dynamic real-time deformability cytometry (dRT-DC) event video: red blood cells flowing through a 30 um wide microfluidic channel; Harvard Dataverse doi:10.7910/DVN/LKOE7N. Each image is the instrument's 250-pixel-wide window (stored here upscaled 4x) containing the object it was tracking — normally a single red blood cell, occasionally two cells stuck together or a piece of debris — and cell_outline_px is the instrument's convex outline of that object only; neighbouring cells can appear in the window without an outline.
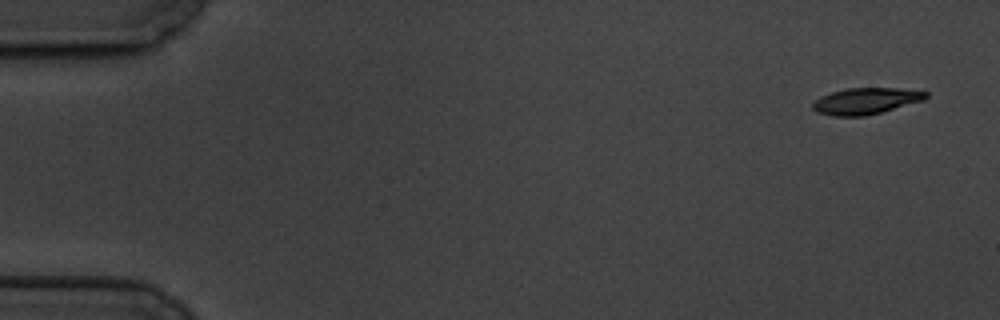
{"species": "common noctule bat (a hibernating species)", "species_latin": "Nyctalus noctula", "temperature_condition": "cold", "stored_images_in_passage": 12, "camera_frame_rate_fps": 3000, "um_per_image_px": 0.085, "animal": {"sex": "male", "body_mass_g": 19.5, "forearm_length_mm": 54.6}, "frame": {"image": 1, "passage_image": 1, "time_ms": 0.0, "image_size_px": [1000, 320], "cell_outline_px": [[928, 96], [924, 100], [880, 112], [864, 116], [832, 116], [816, 112], [812, 108], [812, 104], [820, 96], [832, 92], [848, 88], [896, 88], [928, 92]], "centroid_in_image_um": [73.56, 8.59], "position_along_channel_um": 11.4, "area_um2": 17.22}}
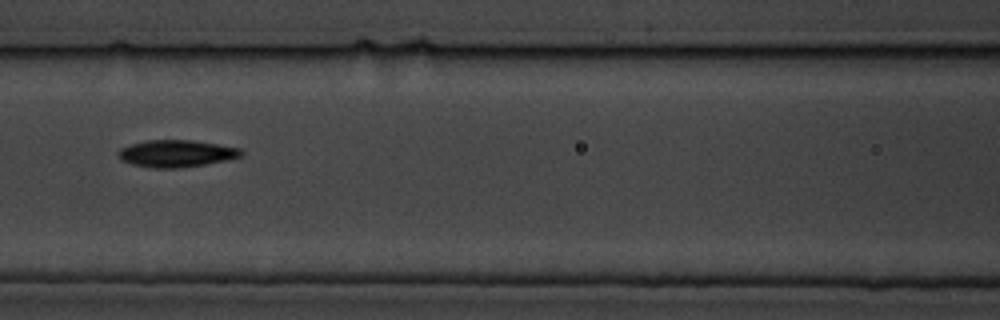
{"frame": {"image": 2, "passage_image": 7, "time_ms": 8.0, "image_size_px": [1000, 320], "cell_outline_px": [[244, 152], [240, 156], [228, 160], [204, 164], [176, 168], [152, 168], [132, 164], [120, 160], [116, 156], [116, 152], [120, 148], [132, 144], [148, 140], [192, 140], [240, 148]], "centroid_in_image_um": [14.94, 13.05], "position_along_channel_um": 151.7, "area_um2": 19.36}}
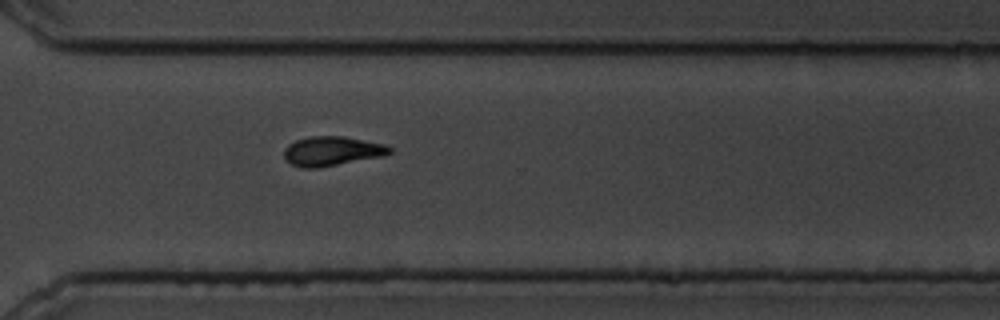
{"frame": {"image": 3, "passage_image": 12, "time_ms": 13.667, "image_size_px": [1000, 320], "cell_outline_px": [[392, 152], [384, 156], [320, 168], [300, 168], [284, 160], [284, 148], [288, 144], [296, 140], [308, 136], [344, 136], [384, 144], [392, 148]], "centroid_in_image_um": [28.2, 12.85], "position_along_channel_um": 342.4, "area_um2": 18.38}}